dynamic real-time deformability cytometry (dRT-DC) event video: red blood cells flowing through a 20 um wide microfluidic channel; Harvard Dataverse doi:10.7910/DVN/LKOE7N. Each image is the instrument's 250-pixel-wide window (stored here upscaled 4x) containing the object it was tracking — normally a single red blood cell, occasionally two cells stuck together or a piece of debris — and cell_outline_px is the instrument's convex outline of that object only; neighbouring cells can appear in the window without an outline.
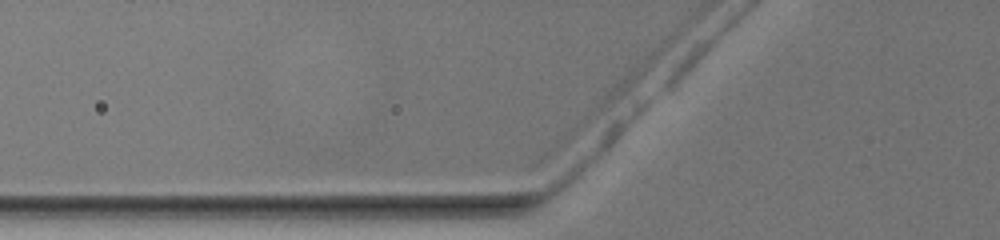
{"species": "common noctule bat (a hibernating species)", "species_latin": "Nyctalus noctula", "temperature_condition": "warm", "stored_images_in_passage": 4, "camera_frame_rate_fps": 3000, "um_per_image_px": 0.085, "animal": {"sex": "female", "body_mass_g": 19.5, "forearm_length_mm": 54.1}, "frame": {"image": 1, "passage_image": 2, "time_ms": 0.333, "image_size_px": [1000, 240], "cell_outline_px": [[624, 128], [608, 148], [572, 184], [564, 188], [552, 188], [552, 184], [560, 168], [612, 124], [620, 124]], "centroid_in_image_um": [49.82, 13.38], "position_along_channel_um": 76.0, "area_um2": 10.35}}